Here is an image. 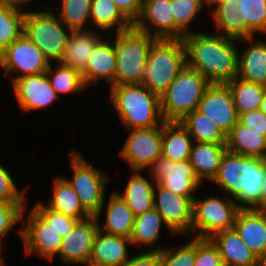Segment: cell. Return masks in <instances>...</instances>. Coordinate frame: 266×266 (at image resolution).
<instances>
[{
    "label": "cell",
    "mask_w": 266,
    "mask_h": 266,
    "mask_svg": "<svg viewBox=\"0 0 266 266\" xmlns=\"http://www.w3.org/2000/svg\"><path fill=\"white\" fill-rule=\"evenodd\" d=\"M247 27L255 33L266 34V0H236Z\"/></svg>",
    "instance_id": "cell-40"
},
{
    "label": "cell",
    "mask_w": 266,
    "mask_h": 266,
    "mask_svg": "<svg viewBox=\"0 0 266 266\" xmlns=\"http://www.w3.org/2000/svg\"><path fill=\"white\" fill-rule=\"evenodd\" d=\"M193 138L180 122H165L162 125V157L173 162L189 159Z\"/></svg>",
    "instance_id": "cell-29"
},
{
    "label": "cell",
    "mask_w": 266,
    "mask_h": 266,
    "mask_svg": "<svg viewBox=\"0 0 266 266\" xmlns=\"http://www.w3.org/2000/svg\"><path fill=\"white\" fill-rule=\"evenodd\" d=\"M259 109L266 114V90Z\"/></svg>",
    "instance_id": "cell-54"
},
{
    "label": "cell",
    "mask_w": 266,
    "mask_h": 266,
    "mask_svg": "<svg viewBox=\"0 0 266 266\" xmlns=\"http://www.w3.org/2000/svg\"><path fill=\"white\" fill-rule=\"evenodd\" d=\"M210 9L215 28L219 30L218 34L237 40L255 37L241 14L238 13L239 8L236 0H225L214 9Z\"/></svg>",
    "instance_id": "cell-27"
},
{
    "label": "cell",
    "mask_w": 266,
    "mask_h": 266,
    "mask_svg": "<svg viewBox=\"0 0 266 266\" xmlns=\"http://www.w3.org/2000/svg\"><path fill=\"white\" fill-rule=\"evenodd\" d=\"M260 211H266V159H265V177L261 186Z\"/></svg>",
    "instance_id": "cell-49"
},
{
    "label": "cell",
    "mask_w": 266,
    "mask_h": 266,
    "mask_svg": "<svg viewBox=\"0 0 266 266\" xmlns=\"http://www.w3.org/2000/svg\"><path fill=\"white\" fill-rule=\"evenodd\" d=\"M61 8L58 14L61 22L72 31L85 30L91 25L92 0H60Z\"/></svg>",
    "instance_id": "cell-38"
},
{
    "label": "cell",
    "mask_w": 266,
    "mask_h": 266,
    "mask_svg": "<svg viewBox=\"0 0 266 266\" xmlns=\"http://www.w3.org/2000/svg\"><path fill=\"white\" fill-rule=\"evenodd\" d=\"M209 85L199 71L185 64L167 90L159 96L163 120L179 122L187 114L197 110Z\"/></svg>",
    "instance_id": "cell-5"
},
{
    "label": "cell",
    "mask_w": 266,
    "mask_h": 266,
    "mask_svg": "<svg viewBox=\"0 0 266 266\" xmlns=\"http://www.w3.org/2000/svg\"><path fill=\"white\" fill-rule=\"evenodd\" d=\"M257 266H266V253L258 257Z\"/></svg>",
    "instance_id": "cell-53"
},
{
    "label": "cell",
    "mask_w": 266,
    "mask_h": 266,
    "mask_svg": "<svg viewBox=\"0 0 266 266\" xmlns=\"http://www.w3.org/2000/svg\"><path fill=\"white\" fill-rule=\"evenodd\" d=\"M195 264V238L180 247H168L160 251L159 266H194Z\"/></svg>",
    "instance_id": "cell-41"
},
{
    "label": "cell",
    "mask_w": 266,
    "mask_h": 266,
    "mask_svg": "<svg viewBox=\"0 0 266 266\" xmlns=\"http://www.w3.org/2000/svg\"><path fill=\"white\" fill-rule=\"evenodd\" d=\"M115 71L116 53L114 41L110 43L105 38L96 46L90 56L82 77L86 87L92 83L96 84L100 79H104L109 83L110 87H114Z\"/></svg>",
    "instance_id": "cell-21"
},
{
    "label": "cell",
    "mask_w": 266,
    "mask_h": 266,
    "mask_svg": "<svg viewBox=\"0 0 266 266\" xmlns=\"http://www.w3.org/2000/svg\"><path fill=\"white\" fill-rule=\"evenodd\" d=\"M165 225L161 215L156 209H151L143 215L134 219V228L130 240L132 246H145L148 251H162L165 247H156V242L160 239L161 227Z\"/></svg>",
    "instance_id": "cell-32"
},
{
    "label": "cell",
    "mask_w": 266,
    "mask_h": 266,
    "mask_svg": "<svg viewBox=\"0 0 266 266\" xmlns=\"http://www.w3.org/2000/svg\"><path fill=\"white\" fill-rule=\"evenodd\" d=\"M32 1L33 0H0V4L13 5V6H16L20 9H23L25 7V5L28 6V4L30 2L32 3Z\"/></svg>",
    "instance_id": "cell-50"
},
{
    "label": "cell",
    "mask_w": 266,
    "mask_h": 266,
    "mask_svg": "<svg viewBox=\"0 0 266 266\" xmlns=\"http://www.w3.org/2000/svg\"><path fill=\"white\" fill-rule=\"evenodd\" d=\"M186 64L182 39H157L148 54L142 85L162 95Z\"/></svg>",
    "instance_id": "cell-6"
},
{
    "label": "cell",
    "mask_w": 266,
    "mask_h": 266,
    "mask_svg": "<svg viewBox=\"0 0 266 266\" xmlns=\"http://www.w3.org/2000/svg\"><path fill=\"white\" fill-rule=\"evenodd\" d=\"M186 64L210 84H226L238 75L239 40L192 31L183 37Z\"/></svg>",
    "instance_id": "cell-1"
},
{
    "label": "cell",
    "mask_w": 266,
    "mask_h": 266,
    "mask_svg": "<svg viewBox=\"0 0 266 266\" xmlns=\"http://www.w3.org/2000/svg\"><path fill=\"white\" fill-rule=\"evenodd\" d=\"M172 14L175 18V39L191 33L190 24L198 13L202 12L204 4L202 0H171Z\"/></svg>",
    "instance_id": "cell-39"
},
{
    "label": "cell",
    "mask_w": 266,
    "mask_h": 266,
    "mask_svg": "<svg viewBox=\"0 0 266 266\" xmlns=\"http://www.w3.org/2000/svg\"><path fill=\"white\" fill-rule=\"evenodd\" d=\"M27 216L26 225L19 231L25 255L37 254L51 262L59 254L62 237L33 208Z\"/></svg>",
    "instance_id": "cell-13"
},
{
    "label": "cell",
    "mask_w": 266,
    "mask_h": 266,
    "mask_svg": "<svg viewBox=\"0 0 266 266\" xmlns=\"http://www.w3.org/2000/svg\"><path fill=\"white\" fill-rule=\"evenodd\" d=\"M72 32L54 11H26L23 34L42 51L50 63L60 61Z\"/></svg>",
    "instance_id": "cell-7"
},
{
    "label": "cell",
    "mask_w": 266,
    "mask_h": 266,
    "mask_svg": "<svg viewBox=\"0 0 266 266\" xmlns=\"http://www.w3.org/2000/svg\"><path fill=\"white\" fill-rule=\"evenodd\" d=\"M33 209L63 238L66 236L79 221L78 219L55 212L48 208L44 203L38 202Z\"/></svg>",
    "instance_id": "cell-42"
},
{
    "label": "cell",
    "mask_w": 266,
    "mask_h": 266,
    "mask_svg": "<svg viewBox=\"0 0 266 266\" xmlns=\"http://www.w3.org/2000/svg\"><path fill=\"white\" fill-rule=\"evenodd\" d=\"M73 179L63 177L76 191L83 208L97 219L101 217L105 200L107 174L92 166L80 152L72 150L69 153Z\"/></svg>",
    "instance_id": "cell-8"
},
{
    "label": "cell",
    "mask_w": 266,
    "mask_h": 266,
    "mask_svg": "<svg viewBox=\"0 0 266 266\" xmlns=\"http://www.w3.org/2000/svg\"><path fill=\"white\" fill-rule=\"evenodd\" d=\"M55 68L56 70H53L52 64L50 63L45 73L57 96H59V93L72 94L87 88L80 72L62 64H59Z\"/></svg>",
    "instance_id": "cell-37"
},
{
    "label": "cell",
    "mask_w": 266,
    "mask_h": 266,
    "mask_svg": "<svg viewBox=\"0 0 266 266\" xmlns=\"http://www.w3.org/2000/svg\"><path fill=\"white\" fill-rule=\"evenodd\" d=\"M114 34L116 53L114 86L142 84L148 54L157 39L134 26Z\"/></svg>",
    "instance_id": "cell-4"
},
{
    "label": "cell",
    "mask_w": 266,
    "mask_h": 266,
    "mask_svg": "<svg viewBox=\"0 0 266 266\" xmlns=\"http://www.w3.org/2000/svg\"><path fill=\"white\" fill-rule=\"evenodd\" d=\"M25 14L16 6L0 4V53L23 34Z\"/></svg>",
    "instance_id": "cell-36"
},
{
    "label": "cell",
    "mask_w": 266,
    "mask_h": 266,
    "mask_svg": "<svg viewBox=\"0 0 266 266\" xmlns=\"http://www.w3.org/2000/svg\"><path fill=\"white\" fill-rule=\"evenodd\" d=\"M194 143L188 161L201 183L205 180L210 182L216 176L227 151L226 144Z\"/></svg>",
    "instance_id": "cell-24"
},
{
    "label": "cell",
    "mask_w": 266,
    "mask_h": 266,
    "mask_svg": "<svg viewBox=\"0 0 266 266\" xmlns=\"http://www.w3.org/2000/svg\"><path fill=\"white\" fill-rule=\"evenodd\" d=\"M121 14L132 24L138 20L143 0H112Z\"/></svg>",
    "instance_id": "cell-47"
},
{
    "label": "cell",
    "mask_w": 266,
    "mask_h": 266,
    "mask_svg": "<svg viewBox=\"0 0 266 266\" xmlns=\"http://www.w3.org/2000/svg\"><path fill=\"white\" fill-rule=\"evenodd\" d=\"M119 155L131 170H146L162 157V125L154 128L132 129Z\"/></svg>",
    "instance_id": "cell-12"
},
{
    "label": "cell",
    "mask_w": 266,
    "mask_h": 266,
    "mask_svg": "<svg viewBox=\"0 0 266 266\" xmlns=\"http://www.w3.org/2000/svg\"><path fill=\"white\" fill-rule=\"evenodd\" d=\"M26 190H18L12 176L0 164V201L12 204H26Z\"/></svg>",
    "instance_id": "cell-45"
},
{
    "label": "cell",
    "mask_w": 266,
    "mask_h": 266,
    "mask_svg": "<svg viewBox=\"0 0 266 266\" xmlns=\"http://www.w3.org/2000/svg\"><path fill=\"white\" fill-rule=\"evenodd\" d=\"M197 110L226 136L239 121L233 95L227 84H210L205 89Z\"/></svg>",
    "instance_id": "cell-15"
},
{
    "label": "cell",
    "mask_w": 266,
    "mask_h": 266,
    "mask_svg": "<svg viewBox=\"0 0 266 266\" xmlns=\"http://www.w3.org/2000/svg\"><path fill=\"white\" fill-rule=\"evenodd\" d=\"M160 264V252L157 251H145L141 254L138 253L131 257L122 266H159Z\"/></svg>",
    "instance_id": "cell-48"
},
{
    "label": "cell",
    "mask_w": 266,
    "mask_h": 266,
    "mask_svg": "<svg viewBox=\"0 0 266 266\" xmlns=\"http://www.w3.org/2000/svg\"><path fill=\"white\" fill-rule=\"evenodd\" d=\"M11 84L19 106L26 112L45 109L58 99L46 73L17 77Z\"/></svg>",
    "instance_id": "cell-17"
},
{
    "label": "cell",
    "mask_w": 266,
    "mask_h": 266,
    "mask_svg": "<svg viewBox=\"0 0 266 266\" xmlns=\"http://www.w3.org/2000/svg\"><path fill=\"white\" fill-rule=\"evenodd\" d=\"M123 193L117 192L131 209L134 217L153 209V191L155 187L140 170H133Z\"/></svg>",
    "instance_id": "cell-28"
},
{
    "label": "cell",
    "mask_w": 266,
    "mask_h": 266,
    "mask_svg": "<svg viewBox=\"0 0 266 266\" xmlns=\"http://www.w3.org/2000/svg\"><path fill=\"white\" fill-rule=\"evenodd\" d=\"M52 197L46 206L55 212L84 220L91 215L83 208L76 191L61 176L54 179Z\"/></svg>",
    "instance_id": "cell-31"
},
{
    "label": "cell",
    "mask_w": 266,
    "mask_h": 266,
    "mask_svg": "<svg viewBox=\"0 0 266 266\" xmlns=\"http://www.w3.org/2000/svg\"><path fill=\"white\" fill-rule=\"evenodd\" d=\"M238 122L255 132H264L266 136V114L260 109L240 114Z\"/></svg>",
    "instance_id": "cell-46"
},
{
    "label": "cell",
    "mask_w": 266,
    "mask_h": 266,
    "mask_svg": "<svg viewBox=\"0 0 266 266\" xmlns=\"http://www.w3.org/2000/svg\"><path fill=\"white\" fill-rule=\"evenodd\" d=\"M209 239L218 248L224 266H257V255L234 229L215 233Z\"/></svg>",
    "instance_id": "cell-22"
},
{
    "label": "cell",
    "mask_w": 266,
    "mask_h": 266,
    "mask_svg": "<svg viewBox=\"0 0 266 266\" xmlns=\"http://www.w3.org/2000/svg\"><path fill=\"white\" fill-rule=\"evenodd\" d=\"M226 84L232 92L239 115L260 108L266 90L265 86L242 80L237 76Z\"/></svg>",
    "instance_id": "cell-35"
},
{
    "label": "cell",
    "mask_w": 266,
    "mask_h": 266,
    "mask_svg": "<svg viewBox=\"0 0 266 266\" xmlns=\"http://www.w3.org/2000/svg\"><path fill=\"white\" fill-rule=\"evenodd\" d=\"M107 202L103 203L107 205L103 227L100 225V219H97L99 229L107 234L131 238L135 219L131 209L116 190L110 194Z\"/></svg>",
    "instance_id": "cell-26"
},
{
    "label": "cell",
    "mask_w": 266,
    "mask_h": 266,
    "mask_svg": "<svg viewBox=\"0 0 266 266\" xmlns=\"http://www.w3.org/2000/svg\"><path fill=\"white\" fill-rule=\"evenodd\" d=\"M49 64L42 51L24 34L0 53V67L6 76L21 73L11 77V82L17 77L45 73Z\"/></svg>",
    "instance_id": "cell-10"
},
{
    "label": "cell",
    "mask_w": 266,
    "mask_h": 266,
    "mask_svg": "<svg viewBox=\"0 0 266 266\" xmlns=\"http://www.w3.org/2000/svg\"><path fill=\"white\" fill-rule=\"evenodd\" d=\"M224 198V199H222ZM193 200L191 234L194 238L209 239L215 233L233 229L235 218L241 209L233 198L228 196Z\"/></svg>",
    "instance_id": "cell-9"
},
{
    "label": "cell",
    "mask_w": 266,
    "mask_h": 266,
    "mask_svg": "<svg viewBox=\"0 0 266 266\" xmlns=\"http://www.w3.org/2000/svg\"><path fill=\"white\" fill-rule=\"evenodd\" d=\"M265 177V159L226 151L216 176L211 181L233 198L241 209L260 211L261 186Z\"/></svg>",
    "instance_id": "cell-2"
},
{
    "label": "cell",
    "mask_w": 266,
    "mask_h": 266,
    "mask_svg": "<svg viewBox=\"0 0 266 266\" xmlns=\"http://www.w3.org/2000/svg\"><path fill=\"white\" fill-rule=\"evenodd\" d=\"M103 38L91 30L73 31L58 64L84 72L90 56Z\"/></svg>",
    "instance_id": "cell-20"
},
{
    "label": "cell",
    "mask_w": 266,
    "mask_h": 266,
    "mask_svg": "<svg viewBox=\"0 0 266 266\" xmlns=\"http://www.w3.org/2000/svg\"><path fill=\"white\" fill-rule=\"evenodd\" d=\"M84 266H109L104 263L96 262L94 260L88 259L86 262L82 263Z\"/></svg>",
    "instance_id": "cell-52"
},
{
    "label": "cell",
    "mask_w": 266,
    "mask_h": 266,
    "mask_svg": "<svg viewBox=\"0 0 266 266\" xmlns=\"http://www.w3.org/2000/svg\"><path fill=\"white\" fill-rule=\"evenodd\" d=\"M194 266H224L218 248L210 239L195 238Z\"/></svg>",
    "instance_id": "cell-44"
},
{
    "label": "cell",
    "mask_w": 266,
    "mask_h": 266,
    "mask_svg": "<svg viewBox=\"0 0 266 266\" xmlns=\"http://www.w3.org/2000/svg\"><path fill=\"white\" fill-rule=\"evenodd\" d=\"M171 0H143L134 27L156 39H175V18Z\"/></svg>",
    "instance_id": "cell-18"
},
{
    "label": "cell",
    "mask_w": 266,
    "mask_h": 266,
    "mask_svg": "<svg viewBox=\"0 0 266 266\" xmlns=\"http://www.w3.org/2000/svg\"><path fill=\"white\" fill-rule=\"evenodd\" d=\"M110 91L112 107L128 130L154 128L165 123L159 96L144 85H119Z\"/></svg>",
    "instance_id": "cell-3"
},
{
    "label": "cell",
    "mask_w": 266,
    "mask_h": 266,
    "mask_svg": "<svg viewBox=\"0 0 266 266\" xmlns=\"http://www.w3.org/2000/svg\"><path fill=\"white\" fill-rule=\"evenodd\" d=\"M0 266H6L3 262V257L2 255L0 254Z\"/></svg>",
    "instance_id": "cell-55"
},
{
    "label": "cell",
    "mask_w": 266,
    "mask_h": 266,
    "mask_svg": "<svg viewBox=\"0 0 266 266\" xmlns=\"http://www.w3.org/2000/svg\"><path fill=\"white\" fill-rule=\"evenodd\" d=\"M253 39L254 37L239 40L243 44L245 41L251 43L241 56L238 55L237 77L266 87V42Z\"/></svg>",
    "instance_id": "cell-23"
},
{
    "label": "cell",
    "mask_w": 266,
    "mask_h": 266,
    "mask_svg": "<svg viewBox=\"0 0 266 266\" xmlns=\"http://www.w3.org/2000/svg\"><path fill=\"white\" fill-rule=\"evenodd\" d=\"M202 1H203L204 6H206L207 4V6L212 7L214 9L215 7H217L219 4H221L225 0H202Z\"/></svg>",
    "instance_id": "cell-51"
},
{
    "label": "cell",
    "mask_w": 266,
    "mask_h": 266,
    "mask_svg": "<svg viewBox=\"0 0 266 266\" xmlns=\"http://www.w3.org/2000/svg\"><path fill=\"white\" fill-rule=\"evenodd\" d=\"M91 24L99 31H111L115 28V33L127 30L133 25L121 14L116 4L112 0H92L91 4Z\"/></svg>",
    "instance_id": "cell-33"
},
{
    "label": "cell",
    "mask_w": 266,
    "mask_h": 266,
    "mask_svg": "<svg viewBox=\"0 0 266 266\" xmlns=\"http://www.w3.org/2000/svg\"><path fill=\"white\" fill-rule=\"evenodd\" d=\"M127 245L132 246L130 238L107 234L99 229L90 259L109 266H122L131 258Z\"/></svg>",
    "instance_id": "cell-25"
},
{
    "label": "cell",
    "mask_w": 266,
    "mask_h": 266,
    "mask_svg": "<svg viewBox=\"0 0 266 266\" xmlns=\"http://www.w3.org/2000/svg\"><path fill=\"white\" fill-rule=\"evenodd\" d=\"M99 231V222L95 216L80 220L73 229L62 238L59 250L64 264H82L90 259L95 237Z\"/></svg>",
    "instance_id": "cell-16"
},
{
    "label": "cell",
    "mask_w": 266,
    "mask_h": 266,
    "mask_svg": "<svg viewBox=\"0 0 266 266\" xmlns=\"http://www.w3.org/2000/svg\"><path fill=\"white\" fill-rule=\"evenodd\" d=\"M226 147L232 153L266 159V136H264V132H255L239 122L227 135Z\"/></svg>",
    "instance_id": "cell-30"
},
{
    "label": "cell",
    "mask_w": 266,
    "mask_h": 266,
    "mask_svg": "<svg viewBox=\"0 0 266 266\" xmlns=\"http://www.w3.org/2000/svg\"><path fill=\"white\" fill-rule=\"evenodd\" d=\"M26 204H12L0 201V254L2 240L18 222L24 219Z\"/></svg>",
    "instance_id": "cell-43"
},
{
    "label": "cell",
    "mask_w": 266,
    "mask_h": 266,
    "mask_svg": "<svg viewBox=\"0 0 266 266\" xmlns=\"http://www.w3.org/2000/svg\"><path fill=\"white\" fill-rule=\"evenodd\" d=\"M233 229L257 257L266 253V211L240 209Z\"/></svg>",
    "instance_id": "cell-19"
},
{
    "label": "cell",
    "mask_w": 266,
    "mask_h": 266,
    "mask_svg": "<svg viewBox=\"0 0 266 266\" xmlns=\"http://www.w3.org/2000/svg\"><path fill=\"white\" fill-rule=\"evenodd\" d=\"M193 200L194 198L176 194L155 183L153 208L161 215L165 228L171 235L191 233Z\"/></svg>",
    "instance_id": "cell-11"
},
{
    "label": "cell",
    "mask_w": 266,
    "mask_h": 266,
    "mask_svg": "<svg viewBox=\"0 0 266 266\" xmlns=\"http://www.w3.org/2000/svg\"><path fill=\"white\" fill-rule=\"evenodd\" d=\"M149 171L152 176L151 181L189 198H195L193 193L202 185L188 160L173 162L160 157L152 164Z\"/></svg>",
    "instance_id": "cell-14"
},
{
    "label": "cell",
    "mask_w": 266,
    "mask_h": 266,
    "mask_svg": "<svg viewBox=\"0 0 266 266\" xmlns=\"http://www.w3.org/2000/svg\"><path fill=\"white\" fill-rule=\"evenodd\" d=\"M179 122L193 138V142L216 144L227 143V136L225 133L198 110H194L187 114Z\"/></svg>",
    "instance_id": "cell-34"
}]
</instances>
